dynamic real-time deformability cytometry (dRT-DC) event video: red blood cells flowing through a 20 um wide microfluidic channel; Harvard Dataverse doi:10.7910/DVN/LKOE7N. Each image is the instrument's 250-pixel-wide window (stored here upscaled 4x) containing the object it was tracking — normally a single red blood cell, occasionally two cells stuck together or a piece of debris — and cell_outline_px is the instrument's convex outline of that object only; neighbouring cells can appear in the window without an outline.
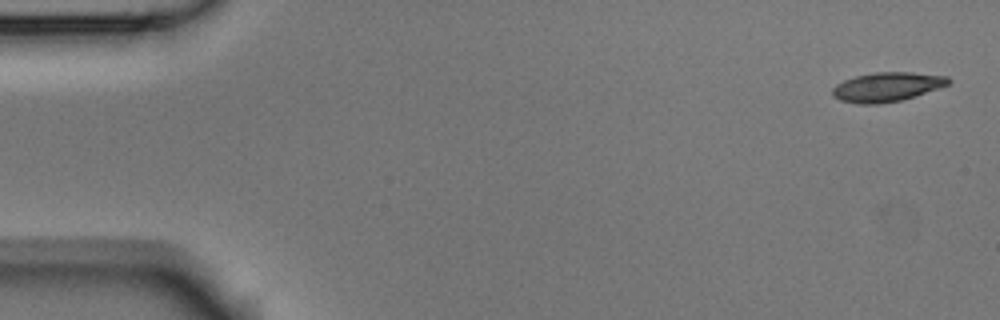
{"species": "Egyptian fruit bat (a non-hibernating species)", "species_latin": "Rousettus aegyptiacus", "temperature_condition": "room temperature", "stored_images_in_passage": 4, "camera_frame_rate_fps": 3000, "um_per_image_px": 0.085, "animal": {"sex": "male"}, "frame": {"image": 1, "passage_image": 1, "time_ms": 0.0, "image_size_px": [1000, 320], "cell_outline_px": [[952, 80], [948, 84], [916, 96], [900, 100], [880, 104], [860, 104], [840, 100], [832, 96], [832, 88], [836, 84], [844, 80], [856, 76], [876, 72], [912, 72], [948, 76]], "centroid_in_image_um": [75.38, 7.39], "position_along_channel_um": 9.6, "area_um2": 19.77}}